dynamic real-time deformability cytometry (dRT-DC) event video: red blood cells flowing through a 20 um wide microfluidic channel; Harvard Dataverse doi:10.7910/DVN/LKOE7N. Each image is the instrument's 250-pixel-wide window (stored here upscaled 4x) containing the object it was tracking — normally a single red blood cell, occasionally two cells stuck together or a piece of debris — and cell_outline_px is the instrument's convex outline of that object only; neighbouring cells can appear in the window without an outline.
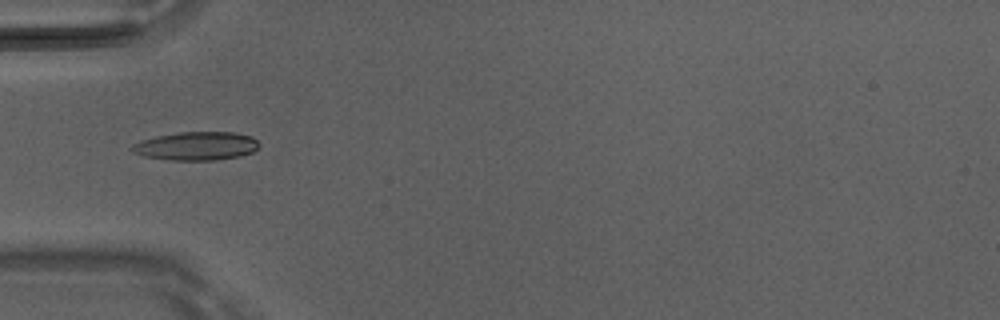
{"species": "Egyptian fruit bat (a non-hibernating species)", "species_latin": "Rousettus aegyptiacus", "temperature_condition": "room temperature", "stored_images_in_passage": 43, "camera_frame_rate_fps": 3000, "um_per_image_px": 0.085, "animal": {"sex": "male"}, "frame": {"image": 1, "passage_image": 10, "time_ms": 3.0, "image_size_px": [1000, 320], "cell_outline_px": [[260, 144], [252, 152], [240, 156], [216, 160], [172, 160], [144, 156], [132, 152], [128, 148], [132, 144], [140, 140], [156, 136], [180, 132], [232, 132], [252, 136]], "centroid_in_image_um": [16.65, 12.41], "position_along_channel_um": 68.4, "area_um2": 21.15}}
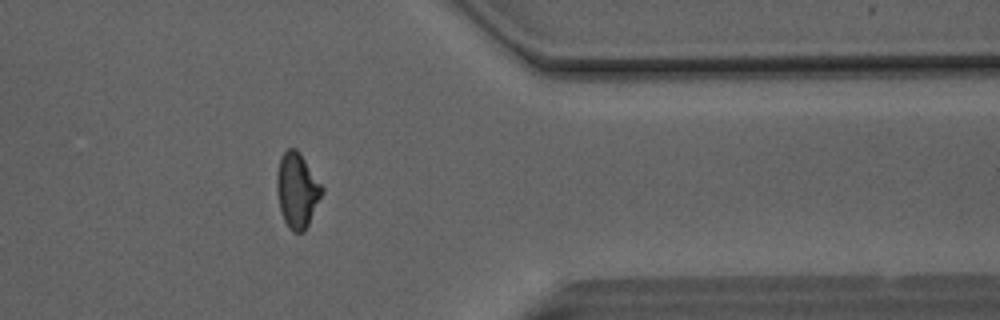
{"frame": {"image": 2, "passage_image": 34, "time_ms": 11.0, "image_size_px": [1000, 320], "cell_outline_px": [[324, 192], [304, 232], [292, 232], [288, 228], [284, 220], [280, 208], [276, 188], [276, 172], [280, 156], [288, 148], [296, 148], [300, 152], [324, 188]], "centroid_in_image_um": [25.25, 16.15], "position_along_channel_um": 386.2, "area_um2": 19.88}}
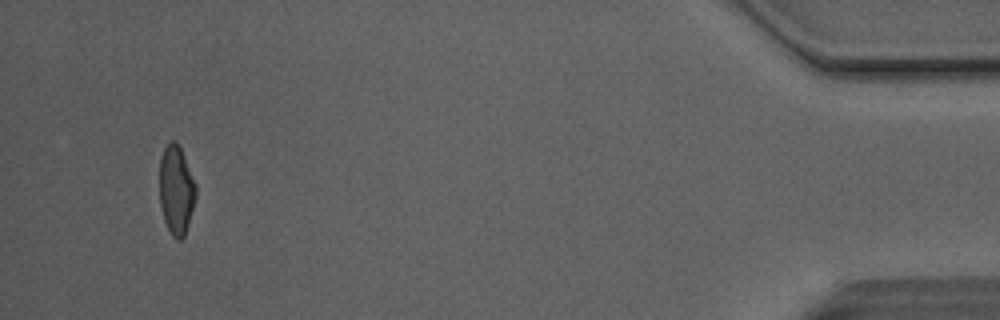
{"frame": {"image": 3, "passage_image": 41, "time_ms": 13.333, "image_size_px": [1000, 320], "cell_outline_px": [[196, 196], [188, 224], [184, 236], [180, 240], [176, 240], [172, 236], [164, 220], [160, 204], [160, 160], [164, 148], [172, 140], [180, 148], [184, 156], [196, 184]], "centroid_in_image_um": [14.98, 16.18], "position_along_channel_um": 420.2, "area_um2": 18.55}, "authors_computed_cell_mechanics": {"area_um2": 19.4786, "velocity_mm_per_s": 4.1481, "shape_relaxation_time_tau1_ms": 5.5682, "shape_relaxation_time_tau2_ms": 1.657, "deformation_change_tau1": 0.1813, "deformation_change_tau2": 0.0735}}